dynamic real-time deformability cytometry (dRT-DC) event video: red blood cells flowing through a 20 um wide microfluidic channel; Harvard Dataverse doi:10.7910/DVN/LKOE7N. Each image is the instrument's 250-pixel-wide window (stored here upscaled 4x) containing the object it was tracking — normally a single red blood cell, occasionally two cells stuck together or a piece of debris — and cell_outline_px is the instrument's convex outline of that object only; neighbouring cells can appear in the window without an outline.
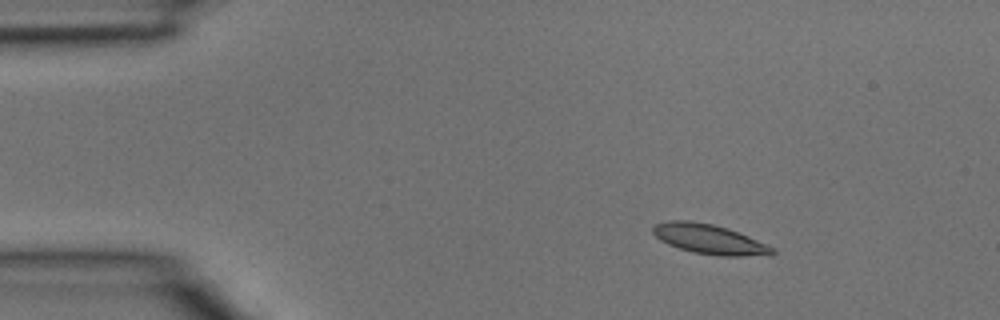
{"species": "common noctule bat (a hibernating species)", "species_latin": "Nyctalus noctula", "temperature_condition": "room temperature", "stored_images_in_passage": 3, "camera_frame_rate_fps": 3000, "um_per_image_px": 0.085, "animal": {"sex": "male", "body_mass_g": 15.6}, "frame": {"image": 1, "passage_image": 1, "time_ms": 0.0, "image_size_px": [1000, 320], "cell_outline_px": [[776, 252], [772, 256], [720, 256], [692, 252], [668, 244], [660, 240], [652, 232], [652, 228], [656, 224], [668, 220], [688, 220], [712, 224], [728, 228], [748, 236], [776, 248]], "centroid_in_image_um": [60.34, 20.34], "position_along_channel_um": 24.7, "area_um2": 20.87}}